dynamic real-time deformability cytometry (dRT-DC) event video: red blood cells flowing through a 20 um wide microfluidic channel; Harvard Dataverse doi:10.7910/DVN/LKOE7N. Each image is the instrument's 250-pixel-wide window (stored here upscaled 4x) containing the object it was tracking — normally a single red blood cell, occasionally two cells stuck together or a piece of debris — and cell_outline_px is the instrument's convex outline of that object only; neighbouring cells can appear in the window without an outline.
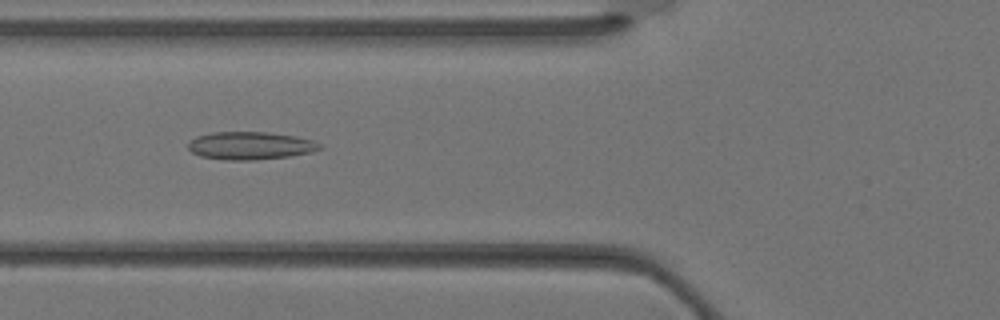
{"species": "Egyptian fruit bat (a non-hibernating species)", "species_latin": "Rousettus aegyptiacus", "temperature_condition": "warm", "stored_images_in_passage": 36, "camera_frame_rate_fps": 3000, "um_per_image_px": 0.085, "animal": {"sex": "female"}, "frame": {"image": 1, "passage_image": 13, "time_ms": 4.0, "image_size_px": [1000, 320], "cell_outline_px": [[324, 148], [312, 152], [288, 156], [256, 160], [224, 160], [200, 156], [192, 152], [188, 148], [188, 140], [196, 136], [212, 132], [268, 132], [296, 136], [312, 140], [320, 144]], "centroid_in_image_um": [21.26, 12.38], "position_along_channel_um": 104.5, "area_um2": 21.5}}
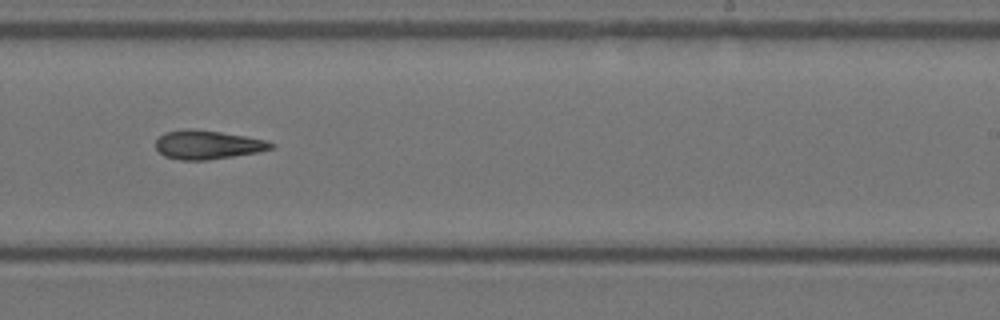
{"frame": {"image": 2, "passage_image": 22, "time_ms": 7.0, "image_size_px": [1000, 320], "cell_outline_px": [[276, 148], [256, 152], [208, 160], [180, 160], [164, 156], [156, 148], [156, 140], [164, 132], [184, 128], [192, 128], [220, 132], [268, 140], [276, 144]], "centroid_in_image_um": [17.65, 12.29], "position_along_channel_um": 271.3, "area_um2": 19.48}}
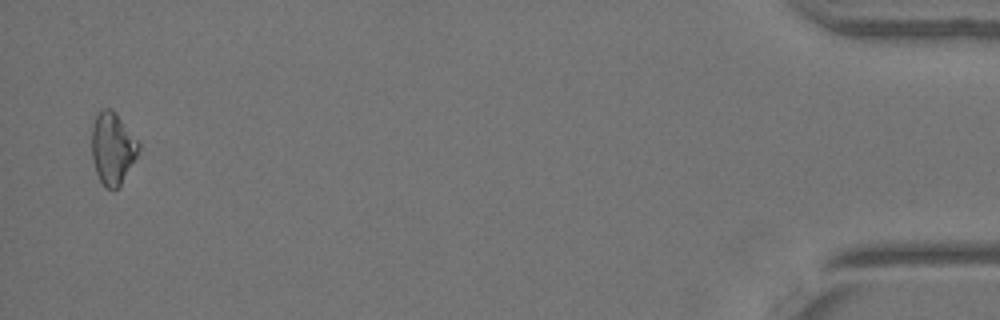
{"frame": {"image": 3, "passage_image": 35, "time_ms": 11.333, "image_size_px": [1000, 320], "cell_outline_px": [[140, 148], [136, 156], [120, 184], [116, 188], [104, 188], [96, 172], [92, 160], [92, 128], [96, 116], [104, 108], [112, 108], [116, 112], [140, 144]], "centroid_in_image_um": [9.55, 12.58], "position_along_channel_um": 425.6, "area_um2": 19.31}}